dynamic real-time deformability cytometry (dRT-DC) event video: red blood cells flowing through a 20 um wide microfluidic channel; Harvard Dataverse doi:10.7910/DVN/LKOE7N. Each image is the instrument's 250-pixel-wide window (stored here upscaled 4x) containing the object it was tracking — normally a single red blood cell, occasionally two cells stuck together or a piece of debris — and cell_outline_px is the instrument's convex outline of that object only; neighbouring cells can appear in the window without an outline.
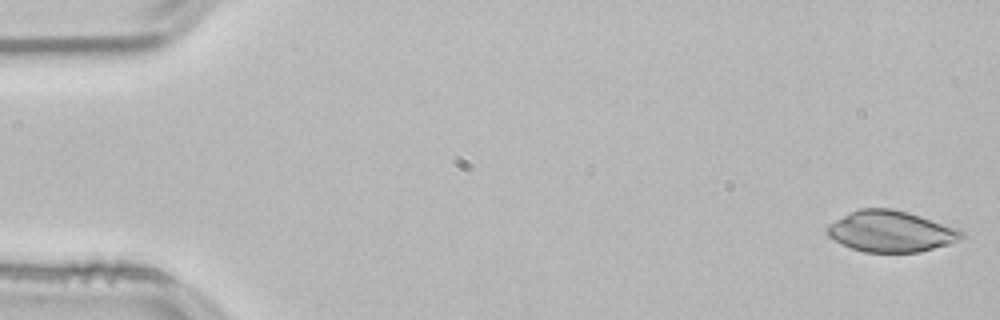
{"species": "common noctule bat (a hibernating species)", "species_latin": "Nyctalus noctula", "temperature_condition": "room temperature", "stored_images_in_passage": 10, "camera_frame_rate_fps": 3000, "um_per_image_px": 0.085, "animal": {"sex": "male", "body_mass_g": 21.5, "forearm_length_mm": 52.0}, "frame": {"image": 1, "passage_image": 1, "time_ms": 0.0, "image_size_px": [1000, 320], "cell_outline_px": [[968, 236], [948, 244], [920, 252], [864, 252], [840, 244], [828, 236], [824, 228], [828, 224], [860, 208], [892, 208], [908, 212], [960, 228]], "centroid_in_image_um": [75.75, 19.67], "position_along_channel_um": 9.2, "area_um2": 32.43}}